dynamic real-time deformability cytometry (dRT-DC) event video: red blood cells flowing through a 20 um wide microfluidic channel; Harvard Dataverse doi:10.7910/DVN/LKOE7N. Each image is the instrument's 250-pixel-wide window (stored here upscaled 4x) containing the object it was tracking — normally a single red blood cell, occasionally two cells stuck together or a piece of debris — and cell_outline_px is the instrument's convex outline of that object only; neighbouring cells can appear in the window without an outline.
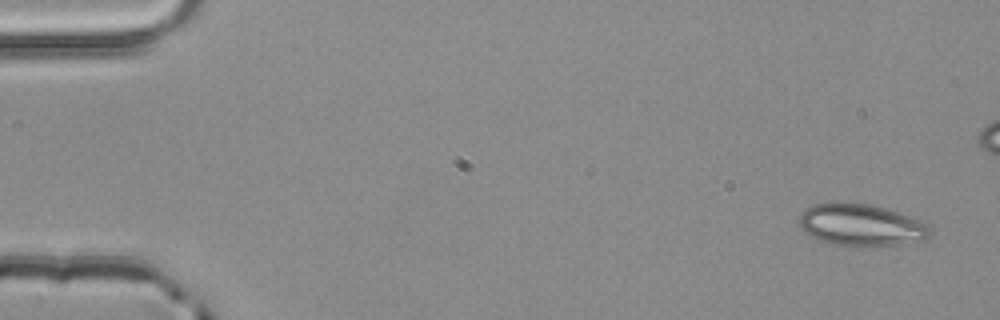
{"species": "common noctule bat (a hibernating species)", "species_latin": "Nyctalus noctula", "temperature_condition": "room temperature", "stored_images_in_passage": 4, "camera_frame_rate_fps": 3000, "um_per_image_px": 0.085, "animal": {"sex": "male", "body_mass_g": 20.4}, "frame": {"image": 1, "passage_image": 1, "time_ms": 0.0, "image_size_px": [1000, 320], "cell_outline_px": [[932, 232], [924, 240], [900, 244], [864, 248], [852, 248], [832, 244], [820, 240], [804, 232], [800, 228], [800, 212], [812, 204], [832, 200], [844, 200], [868, 204], [884, 208], [912, 216], [928, 224], [932, 228]], "centroid_in_image_um": [73.17, 19.12], "position_along_channel_um": 11.8, "area_um2": 33.29}}